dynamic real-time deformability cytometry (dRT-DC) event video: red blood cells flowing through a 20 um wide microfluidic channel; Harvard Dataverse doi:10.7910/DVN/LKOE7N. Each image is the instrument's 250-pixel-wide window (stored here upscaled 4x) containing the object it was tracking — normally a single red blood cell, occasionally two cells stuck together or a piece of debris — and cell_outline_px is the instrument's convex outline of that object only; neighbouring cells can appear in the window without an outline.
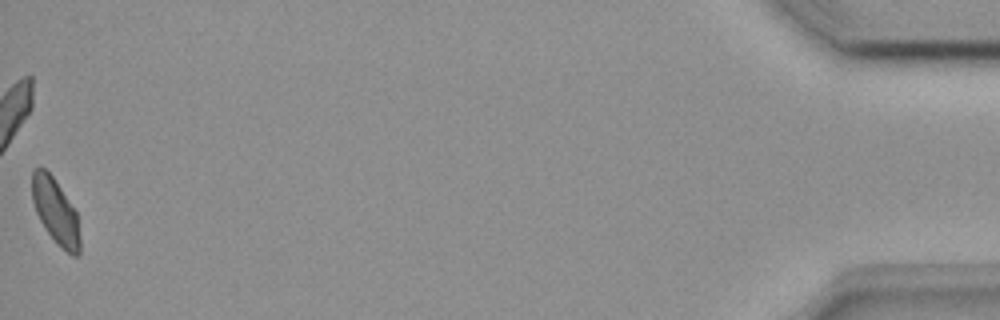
{"species": "common noctule bat (a hibernating species)", "species_latin": "Nyctalus noctula", "temperature_condition": "room temperature", "stored_images_in_passage": 49, "camera_frame_rate_fps": 3000, "um_per_image_px": 0.085, "animal": {"sex": "female", "body_mass_g": 18.4}, "frame": {"image": 1, "passage_image": 49, "time_ms": 16.0, "image_size_px": [1000, 320], "cell_outline_px": [[80, 252], [76, 256], [72, 256], [56, 244], [40, 220], [36, 212], [32, 200], [32, 172], [36, 168], [44, 168], [52, 176], [76, 212], [80, 240]], "centroid_in_image_um": [4.72, 18.0], "position_along_channel_um": 430.5, "area_um2": 17.92}}